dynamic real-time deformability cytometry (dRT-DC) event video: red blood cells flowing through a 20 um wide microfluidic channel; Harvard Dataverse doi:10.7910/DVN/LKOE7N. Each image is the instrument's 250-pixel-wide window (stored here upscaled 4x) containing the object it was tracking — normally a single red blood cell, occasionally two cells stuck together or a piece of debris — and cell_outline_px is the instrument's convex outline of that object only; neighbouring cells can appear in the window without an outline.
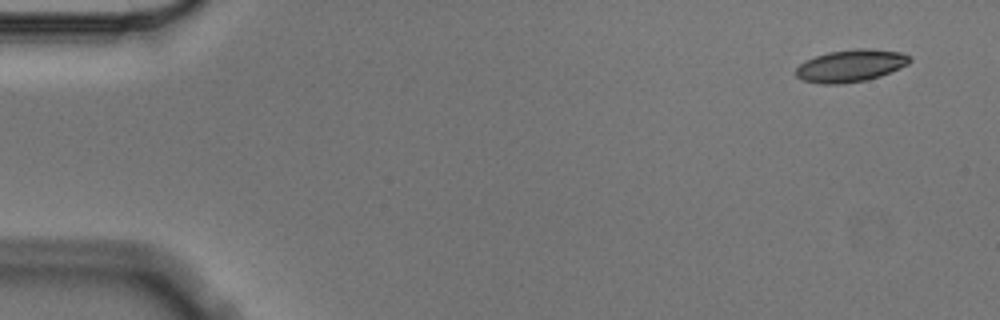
{"species": "Egyptian fruit bat (a non-hibernating species)", "species_latin": "Rousettus aegyptiacus", "temperature_condition": "cold", "stored_images_in_passage": 5, "camera_frame_rate_fps": 3000, "um_per_image_px": 0.085, "animal": {"sex": "male"}, "frame": {"image": 1, "passage_image": 1, "time_ms": 0.0, "image_size_px": [1000, 320], "cell_outline_px": [[912, 60], [908, 64], [900, 68], [880, 76], [868, 80], [840, 84], [820, 84], [800, 80], [796, 76], [796, 68], [804, 60], [828, 52], [856, 48], [872, 48], [900, 52], [908, 56]], "centroid_in_image_um": [72.29, 5.59], "position_along_channel_um": 12.7, "area_um2": 21.62}}
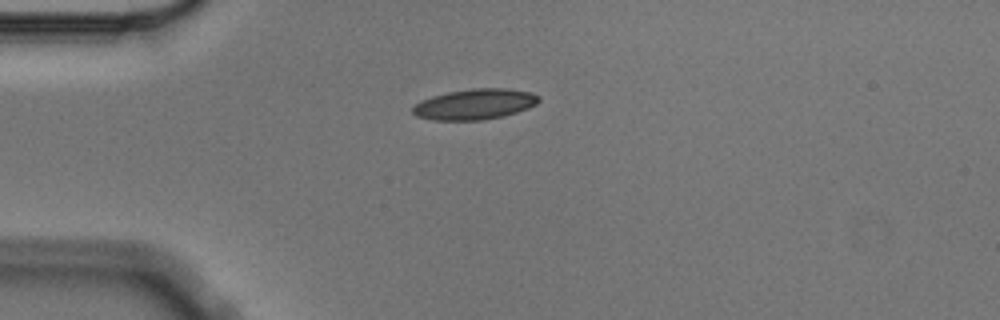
{"frame": {"image": 2, "passage_image": 4, "time_ms": 1.0, "image_size_px": [1000, 320], "cell_outline_px": [[540, 100], [536, 104], [528, 108], [504, 116], [484, 120], [432, 120], [416, 116], [412, 112], [412, 108], [420, 100], [432, 96], [448, 92], [472, 88], [504, 88], [532, 92], [540, 96]], "centroid_in_image_um": [40.36, 8.86], "position_along_channel_um": 44.6, "area_um2": 22.6}}